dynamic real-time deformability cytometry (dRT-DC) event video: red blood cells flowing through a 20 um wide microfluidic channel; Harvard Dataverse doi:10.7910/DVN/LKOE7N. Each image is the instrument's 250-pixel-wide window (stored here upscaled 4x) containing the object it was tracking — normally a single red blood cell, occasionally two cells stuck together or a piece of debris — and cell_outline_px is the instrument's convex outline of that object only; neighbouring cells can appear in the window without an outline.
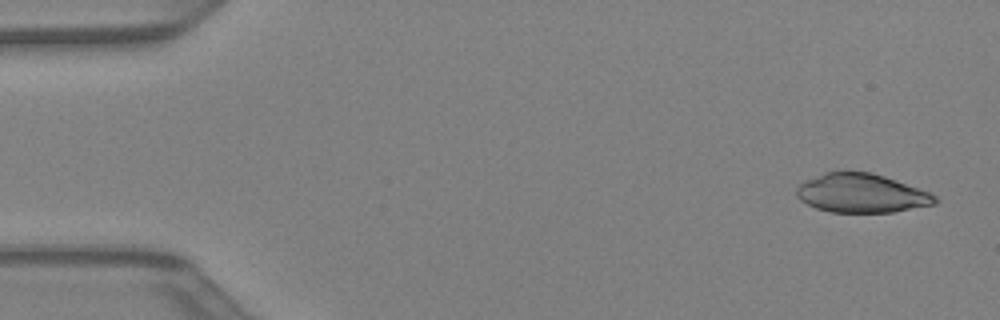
{"species": "Egyptian fruit bat (a non-hibernating species)", "species_latin": "Rousettus aegyptiacus", "temperature_condition": "warm", "stored_images_in_passage": 42, "camera_frame_rate_fps": 3000, "um_per_image_px": 0.085, "animal": {"sex": "female"}, "frame": {"image": 1, "passage_image": 2, "time_ms": 0.333, "image_size_px": [1000, 320], "cell_outline_px": [[940, 200], [936, 204], [892, 212], [832, 212], [816, 208], [800, 200], [796, 196], [796, 188], [804, 180], [824, 172], [872, 172], [896, 180], [928, 192], [936, 196]], "centroid_in_image_um": [73.21, 16.42], "position_along_channel_um": 11.8, "area_um2": 31.27}}
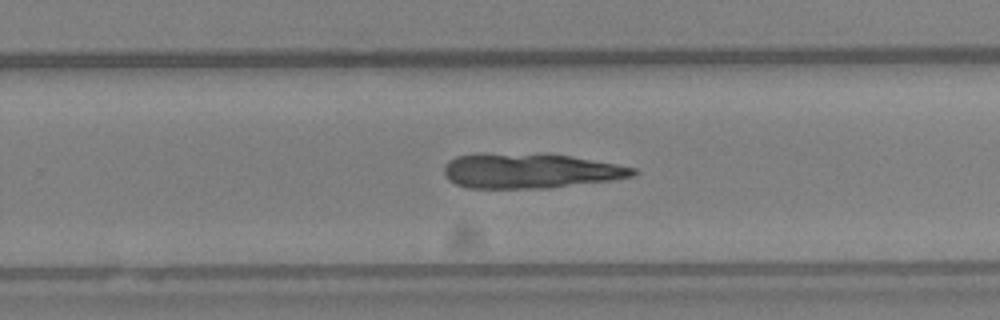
{"frame": {"image": 2, "passage_image": 27, "time_ms": 8.667, "image_size_px": [1000, 320], "cell_outline_px": [[640, 172], [632, 176], [612, 180], [544, 188], [468, 188], [456, 184], [448, 180], [444, 172], [444, 168], [448, 160], [456, 156], [568, 156], [616, 164], [636, 168]], "centroid_in_image_um": [45.11, 14.58], "position_along_channel_um": 284.7, "area_um2": 36.65}}
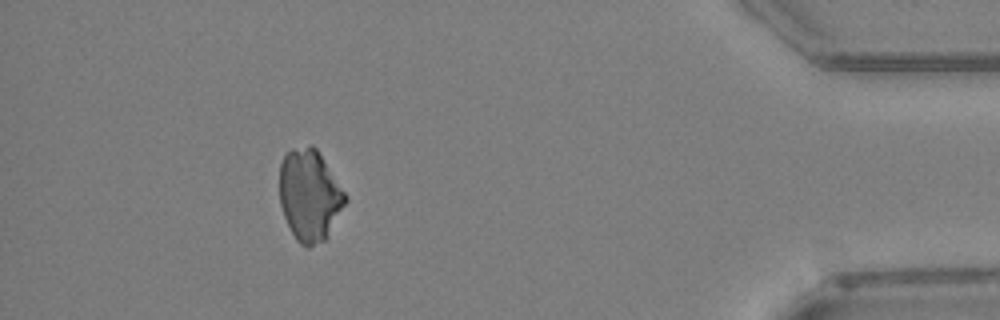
{"frame": {"image": 3, "passage_image": 38, "time_ms": 12.333, "image_size_px": [1000, 320], "cell_outline_px": [[348, 200], [328, 236], [324, 240], [308, 248], [300, 244], [296, 240], [284, 216], [280, 204], [280, 164], [284, 156], [292, 148], [312, 144], [316, 148], [348, 196]], "centroid_in_image_um": [26.33, 16.6], "position_along_channel_um": 408.9, "area_um2": 35.14}}